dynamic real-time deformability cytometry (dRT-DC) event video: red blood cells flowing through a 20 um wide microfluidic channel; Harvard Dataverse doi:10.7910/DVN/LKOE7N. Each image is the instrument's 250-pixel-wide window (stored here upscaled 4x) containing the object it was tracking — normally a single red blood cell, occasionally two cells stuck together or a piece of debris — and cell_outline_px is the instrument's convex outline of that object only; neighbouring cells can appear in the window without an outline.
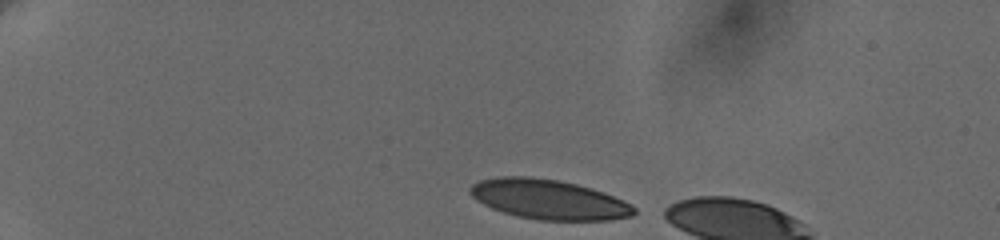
{"species": "human", "species_latin": "Homo sapiens", "temperature_condition": "cold", "stored_images_in_passage": 3, "camera_frame_rate_fps": 3000, "um_per_image_px": 0.085, "donor": {"sex": "female"}, "frame": {"image": 1, "passage_image": 1, "time_ms": 0.0, "image_size_px": [1000, 240], "cell_outline_px": [[636, 212], [632, 216], [612, 220], [540, 220], [520, 216], [504, 212], [492, 208], [476, 200], [468, 192], [468, 188], [472, 184], [480, 180], [500, 176], [528, 176], [556, 180], [576, 184], [592, 188], [604, 192], [624, 200], [632, 204], [636, 208]], "centroid_in_image_um": [46.66, 16.94], "position_along_channel_um": 38.3, "area_um2": 38.03}}